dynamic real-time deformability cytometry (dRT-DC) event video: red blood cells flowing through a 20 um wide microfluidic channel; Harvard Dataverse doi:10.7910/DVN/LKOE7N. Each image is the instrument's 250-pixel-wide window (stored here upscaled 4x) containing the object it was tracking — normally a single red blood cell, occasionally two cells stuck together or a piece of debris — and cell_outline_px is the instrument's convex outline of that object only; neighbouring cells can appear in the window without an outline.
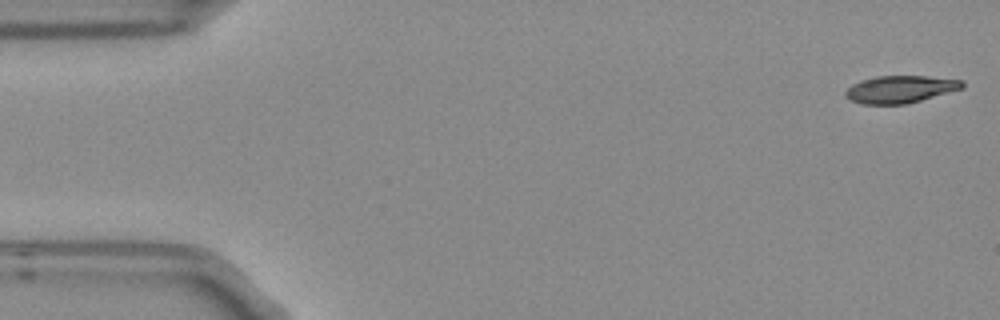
{"species": "Egyptian fruit bat (a non-hibernating species)", "species_latin": "Rousettus aegyptiacus", "temperature_condition": "room temperature", "stored_images_in_passage": 4, "camera_frame_rate_fps": 3000, "um_per_image_px": 0.085, "frame": {"image": 1, "passage_image": 1, "time_ms": 0.0, "image_size_px": [1000, 320], "cell_outline_px": [[964, 88], [920, 100], [904, 104], [864, 104], [852, 100], [844, 96], [844, 92], [852, 84], [860, 80], [876, 76], [928, 76], [964, 80]], "centroid_in_image_um": [76.52, 7.57], "position_along_channel_um": 8.5, "area_um2": 18.55}}
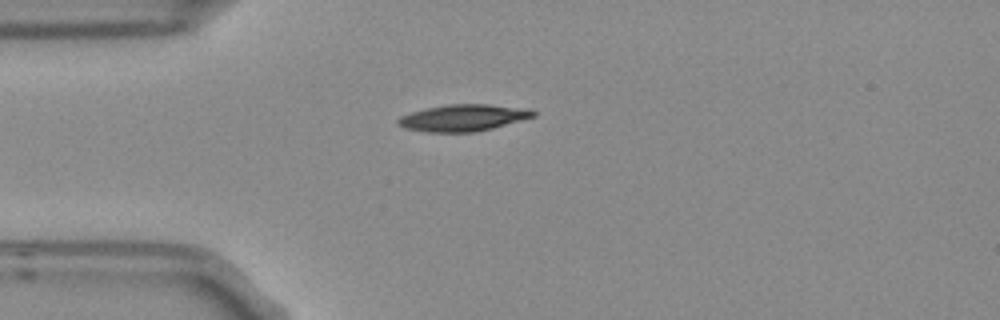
{"frame": {"image": 2, "passage_image": 4, "time_ms": 1.0, "image_size_px": [1000, 320], "cell_outline_px": [[536, 116], [492, 128], [476, 132], [424, 132], [404, 128], [396, 124], [396, 120], [400, 116], [412, 112], [428, 108], [448, 104], [488, 104], [528, 108], [536, 112]], "centroid_in_image_um": [39.36, 10.01], "position_along_channel_um": 45.6, "area_um2": 21.1}}